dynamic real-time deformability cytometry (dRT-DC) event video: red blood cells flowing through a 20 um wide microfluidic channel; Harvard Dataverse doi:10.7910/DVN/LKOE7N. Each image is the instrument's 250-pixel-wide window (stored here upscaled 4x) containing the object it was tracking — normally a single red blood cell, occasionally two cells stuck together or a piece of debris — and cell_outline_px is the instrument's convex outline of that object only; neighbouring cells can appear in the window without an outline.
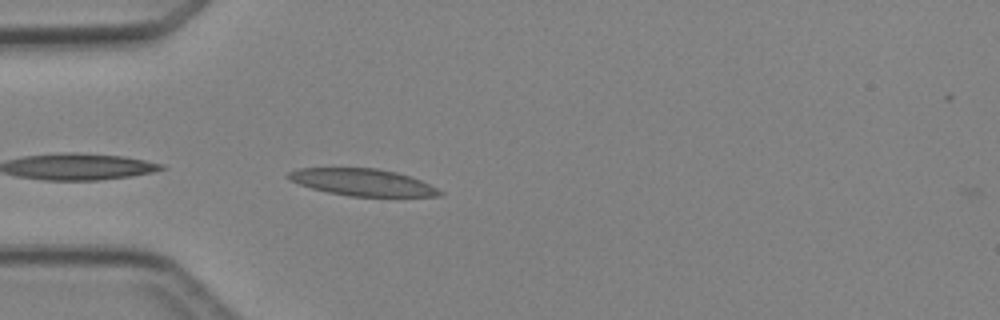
{"species": "Egyptian fruit bat (a non-hibernating species)", "species_latin": "Rousettus aegyptiacus", "temperature_condition": "cold", "stored_images_in_passage": 6, "camera_frame_rate_fps": 3000, "um_per_image_px": 0.085, "animal": {"sex": "female"}, "frame": {"image": 1, "passage_image": 5, "time_ms": 4.333, "image_size_px": [1000, 320], "cell_outline_px": [[444, 192], [440, 196], [348, 196], [328, 192], [312, 188], [288, 180], [284, 176], [288, 172], [300, 168], [376, 168], [396, 172], [420, 180]], "centroid_in_image_um": [30.76, 15.49], "position_along_channel_um": 54.2, "area_um2": 23.58}}